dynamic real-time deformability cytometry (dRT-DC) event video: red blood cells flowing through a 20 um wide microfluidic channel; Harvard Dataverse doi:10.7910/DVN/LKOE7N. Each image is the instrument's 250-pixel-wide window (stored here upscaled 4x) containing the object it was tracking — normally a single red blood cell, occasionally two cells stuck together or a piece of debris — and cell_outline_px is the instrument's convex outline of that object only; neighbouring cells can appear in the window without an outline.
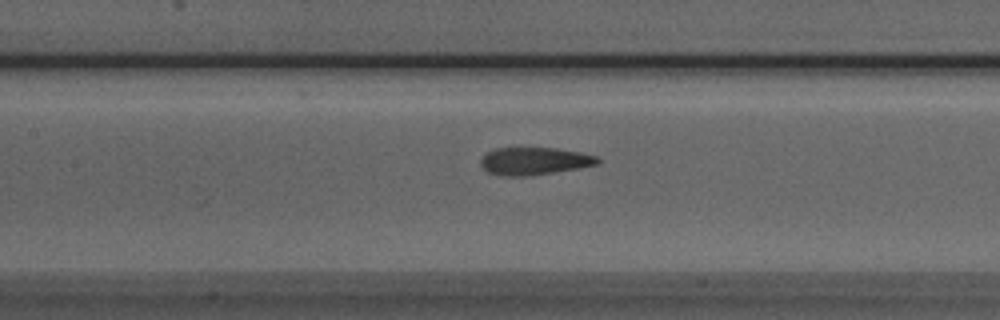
{"species": "Egyptian fruit bat (a non-hibernating species)", "species_latin": "Rousettus aegyptiacus", "temperature_condition": "room temperature", "stored_images_in_passage": 51, "camera_frame_rate_fps": 3000, "um_per_image_px": 0.085, "animal": {"sex": "male"}, "frame": {"image": 1, "passage_image": 22, "time_ms": 7.0, "image_size_px": [1000, 320], "cell_outline_px": [[600, 164], [552, 172], [524, 176], [504, 176], [488, 172], [480, 164], [480, 160], [488, 152], [496, 148], [556, 148], [580, 152], [596, 156], [600, 160]], "centroid_in_image_um": [45.42, 13.68], "position_along_channel_um": 162.0, "area_um2": 18.5}}
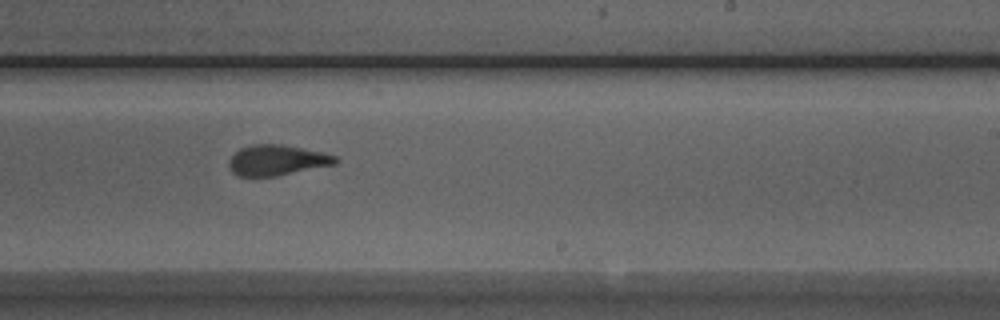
{"frame": {"image": 2, "passage_image": 30, "time_ms": 9.667, "image_size_px": [1000, 320], "cell_outline_px": [[340, 160], [336, 164], [276, 176], [240, 176], [232, 172], [228, 168], [228, 160], [240, 148], [252, 144], [280, 144], [320, 152], [336, 156]], "centroid_in_image_um": [23.52, 13.62], "position_along_channel_um": 265.5, "area_um2": 18.84}}
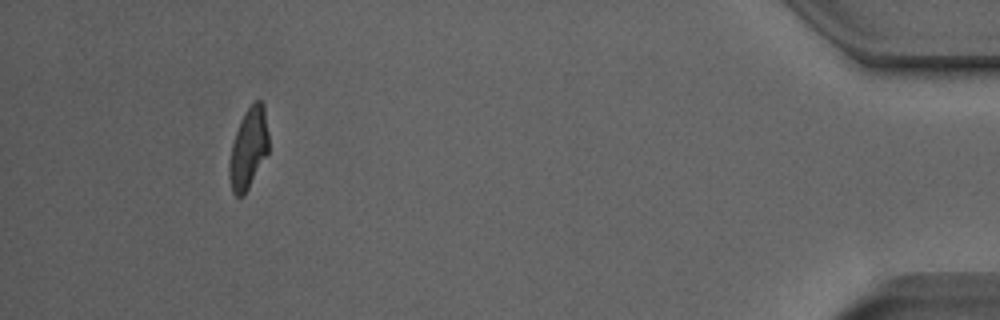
{"frame": {"image": 3, "passage_image": 47, "time_ms": 15.333, "image_size_px": [1000, 320], "cell_outline_px": [[268, 152], [244, 196], [236, 196], [232, 192], [228, 176], [228, 164], [232, 144], [240, 120], [244, 112], [256, 100], [260, 100], [264, 104], [268, 132]], "centroid_in_image_um": [21.1, 12.62], "position_along_channel_um": 414.1, "area_um2": 18.55}, "authors_computed_cell_mechanics": {"area_um2": 19.4208, "velocity_mm_per_s": 3.897, "shape_relaxation_time_tau1_ms": 7.5822, "shape_relaxation_time_tau2_ms": 1.3442, "deformation_change_tau1": 0.2106, "deformation_change_tau2": 0.0815}}